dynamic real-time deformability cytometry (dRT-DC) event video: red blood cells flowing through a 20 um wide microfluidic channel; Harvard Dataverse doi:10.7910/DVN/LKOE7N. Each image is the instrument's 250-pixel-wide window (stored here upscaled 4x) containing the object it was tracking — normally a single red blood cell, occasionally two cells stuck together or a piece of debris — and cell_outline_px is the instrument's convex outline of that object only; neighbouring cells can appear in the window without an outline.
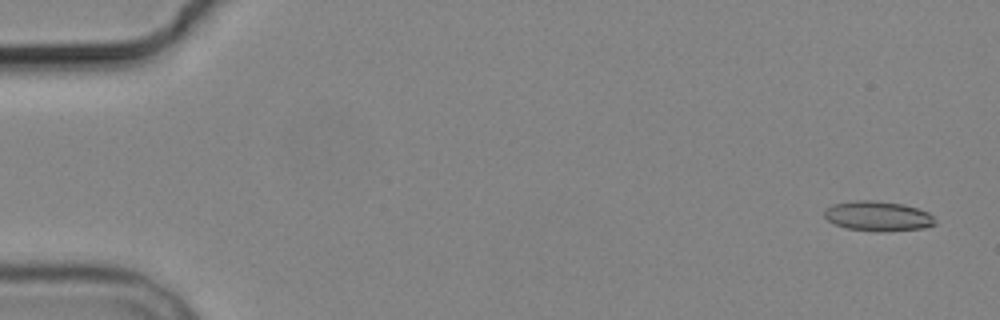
{"species": "common noctule bat (a hibernating species)", "species_latin": "Nyctalus noctula", "temperature_condition": "cold", "stored_images_in_passage": 4, "camera_frame_rate_fps": 3000, "um_per_image_px": 0.085, "animal": {"sex": "male", "body_mass_g": 19.2, "forearm_length_mm": 51.8}, "frame": {"image": 1, "passage_image": 1, "time_ms": 0.0, "image_size_px": [1000, 320], "cell_outline_px": [[936, 224], [924, 228], [880, 232], [848, 228], [836, 224], [828, 220], [824, 216], [824, 208], [832, 204], [856, 200], [876, 200], [904, 204], [928, 212], [936, 220]], "centroid_in_image_um": [74.62, 18.36], "position_along_channel_um": 10.4, "area_um2": 19.36}}